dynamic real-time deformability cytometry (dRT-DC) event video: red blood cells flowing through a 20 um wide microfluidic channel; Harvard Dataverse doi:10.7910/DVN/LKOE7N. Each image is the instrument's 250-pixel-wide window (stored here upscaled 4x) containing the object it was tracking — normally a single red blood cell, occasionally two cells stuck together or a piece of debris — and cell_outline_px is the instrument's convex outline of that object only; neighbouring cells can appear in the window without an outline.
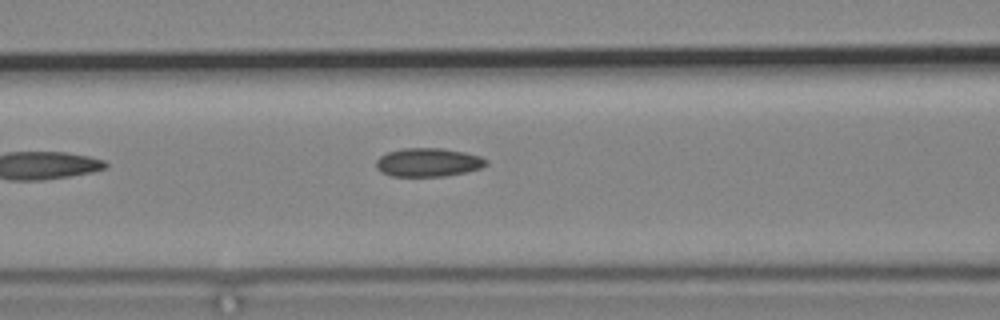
{"species": "common noctule bat (a hibernating species)", "species_latin": "Nyctalus noctula", "temperature_condition": "cold", "stored_images_in_passage": 6, "camera_frame_rate_fps": 3000, "um_per_image_px": 0.085, "animal": {"sex": "male", "body_mass_g": 19.2, "forearm_length_mm": 51.8}, "frame": {"image": 1, "passage_image": 6, "time_ms": 6.0, "image_size_px": [1000, 320], "cell_outline_px": [[488, 164], [480, 168], [464, 172], [444, 176], [392, 176], [380, 172], [376, 168], [376, 160], [380, 156], [388, 152], [400, 148], [440, 148], [464, 152], [480, 156], [488, 160]], "centroid_in_image_um": [36.37, 13.79], "position_along_channel_um": 130.2, "area_um2": 18.32}}